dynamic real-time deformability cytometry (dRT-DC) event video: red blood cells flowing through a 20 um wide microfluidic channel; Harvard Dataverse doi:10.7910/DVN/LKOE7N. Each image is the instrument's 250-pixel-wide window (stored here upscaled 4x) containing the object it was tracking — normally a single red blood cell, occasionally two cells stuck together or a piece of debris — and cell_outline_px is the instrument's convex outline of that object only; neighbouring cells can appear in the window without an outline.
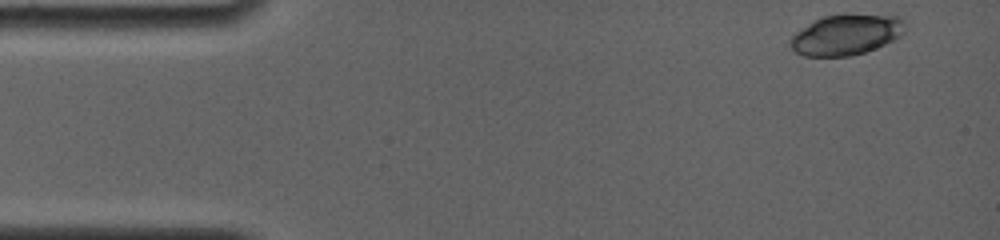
{"species": "common noctule bat (a hibernating species)", "species_latin": "Nyctalus noctula", "temperature_condition": "room temperature", "stored_images_in_passage": 4, "camera_frame_rate_fps": 4000, "um_per_image_px": 0.085, "animal": {"sex": "female", "body_mass_g": 19.0, "forearm_length_mm": 56.7}, "frame": {"image": 1, "passage_image": 1, "time_ms": 0.0, "image_size_px": [1000, 240], "cell_outline_px": [[904, 32], [900, 36], [876, 48], [852, 56], [804, 56], [796, 52], [788, 44], [792, 36], [796, 32], [808, 24], [824, 16], [896, 16], [904, 20]], "centroid_in_image_um": [71.89, 2.99], "position_along_channel_um": 13.1, "area_um2": 26.36}}
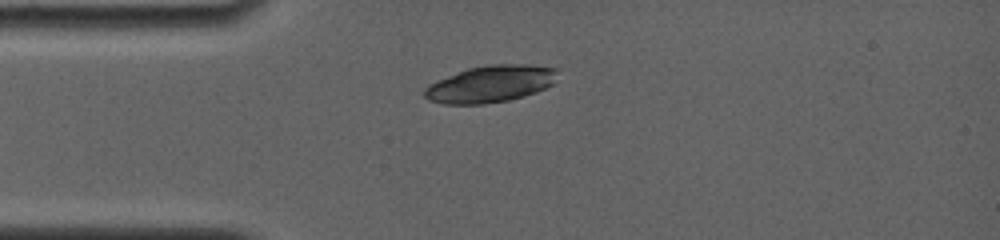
{"frame": {"image": 2, "passage_image": 4, "time_ms": 3.0, "image_size_px": [1000, 240], "cell_outline_px": [[556, 72], [552, 84], [536, 92], [524, 96], [508, 100], [484, 104], [444, 104], [428, 100], [424, 96], [424, 88], [428, 84], [436, 80], [468, 68], [488, 64], [524, 64], [556, 68]], "centroid_in_image_um": [41.63, 7.14], "position_along_channel_um": 43.4, "area_um2": 28.5}}